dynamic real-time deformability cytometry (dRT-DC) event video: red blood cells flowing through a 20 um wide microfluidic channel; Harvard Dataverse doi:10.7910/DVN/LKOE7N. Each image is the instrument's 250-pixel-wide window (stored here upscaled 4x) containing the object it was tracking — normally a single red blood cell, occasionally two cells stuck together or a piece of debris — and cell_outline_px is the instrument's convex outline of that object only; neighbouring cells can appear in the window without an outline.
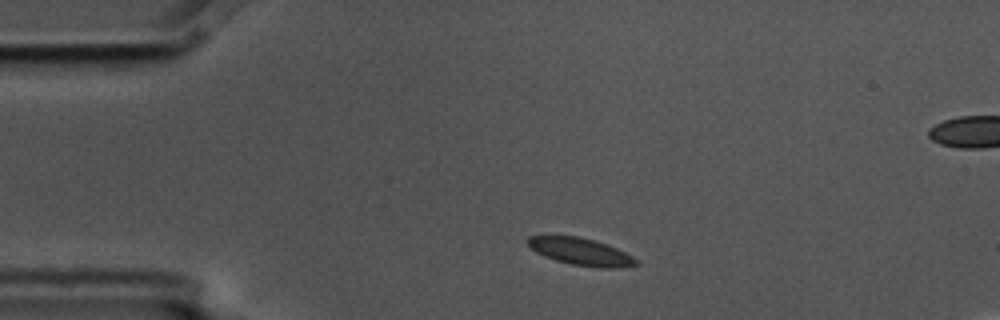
{"species": "common noctule bat (a hibernating species)", "species_latin": "Nyctalus noctula", "temperature_condition": "cold", "stored_images_in_passage": 4, "segment_of_instrument_passage": [1, 2], "camera_frame_rate_fps": 3000, "um_per_image_px": 0.085, "animal": {"sex": "male", "body_mass_g": 17.5, "forearm_length_mm": 52.3}, "frame": {"image": 1, "passage_image": 2, "time_ms": 0.333, "image_size_px": [1000, 320], "cell_outline_px": [[640, 264], [620, 268], [600, 268], [572, 264], [556, 260], [544, 256], [536, 252], [524, 240], [528, 236], [576, 236], [608, 244], [640, 260]], "centroid_in_image_um": [49.4, 21.4], "position_along_channel_um": 35.6, "area_um2": 17.17}}